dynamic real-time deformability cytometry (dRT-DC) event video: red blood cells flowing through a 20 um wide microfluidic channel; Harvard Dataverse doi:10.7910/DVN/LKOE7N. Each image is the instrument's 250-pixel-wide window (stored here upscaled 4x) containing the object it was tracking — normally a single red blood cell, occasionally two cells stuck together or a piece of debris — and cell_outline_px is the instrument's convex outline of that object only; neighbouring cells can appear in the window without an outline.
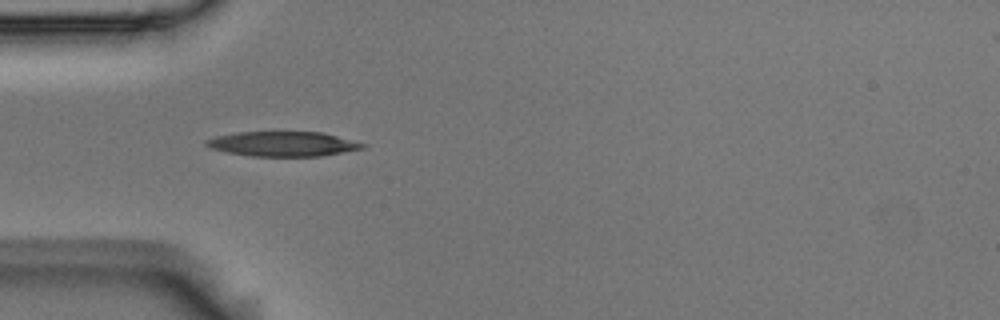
{"species": "Egyptian fruit bat (a non-hibernating species)", "species_latin": "Rousettus aegyptiacus", "temperature_condition": "room temperature", "stored_images_in_passage": 4, "camera_frame_rate_fps": 3000, "um_per_image_px": 0.085, "animal": {"sex": "male"}, "frame": {"image": 1, "passage_image": 1, "time_ms": 0.0, "image_size_px": [1000, 320], "cell_outline_px": [[368, 144], [364, 148], [320, 156], [252, 156], [228, 152], [212, 148], [204, 144], [208, 140], [216, 136], [236, 132], [324, 132]], "centroid_in_image_um": [24.1, 12.22], "position_along_channel_um": 60.9, "area_um2": 22.43}}
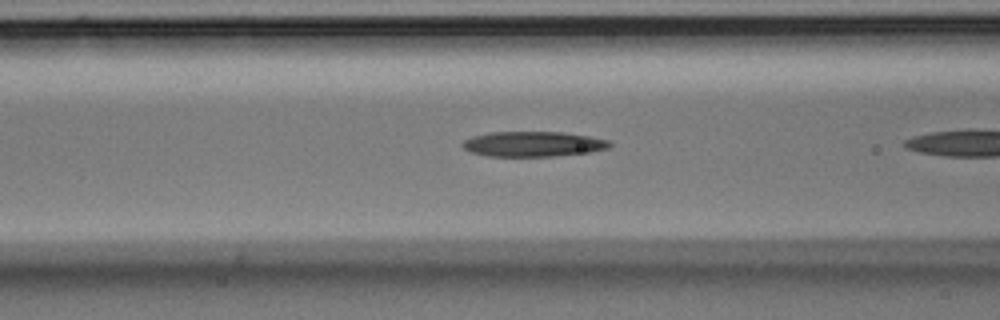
{"frame": {"image": 2, "passage_image": 3, "time_ms": 0.667, "image_size_px": [1000, 320], "cell_outline_px": [[612, 144], [608, 148], [588, 152], [552, 156], [488, 156], [472, 152], [464, 148], [460, 144], [464, 140], [472, 136], [492, 132], [560, 132], [588, 136], [608, 140]], "centroid_in_image_um": [45.28, 12.24], "position_along_channel_um": 121.3, "area_um2": 21.33}}